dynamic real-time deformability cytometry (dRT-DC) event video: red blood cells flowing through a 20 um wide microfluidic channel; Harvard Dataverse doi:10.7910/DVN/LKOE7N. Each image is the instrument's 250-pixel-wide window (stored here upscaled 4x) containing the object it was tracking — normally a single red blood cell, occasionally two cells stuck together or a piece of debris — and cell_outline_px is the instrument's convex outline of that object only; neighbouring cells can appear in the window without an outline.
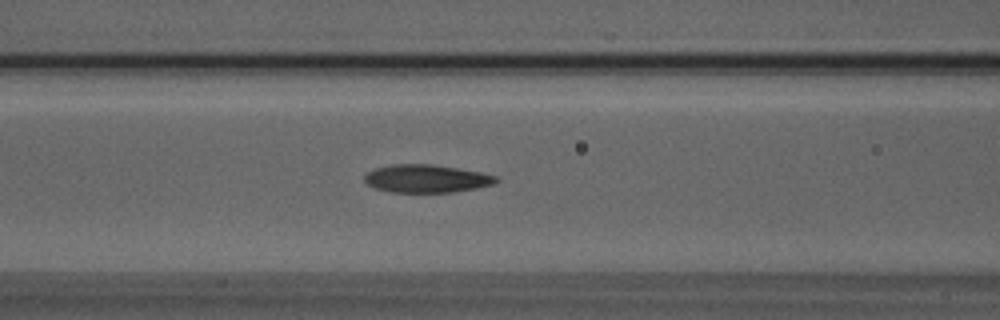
{"species": "Egyptian fruit bat (a non-hibernating species)", "species_latin": "Rousettus aegyptiacus", "temperature_condition": "room temperature", "stored_images_in_passage": 46, "camera_frame_rate_fps": 3000, "um_per_image_px": 0.085, "animal": {"sex": "male"}, "frame": {"image": 1, "passage_image": 20, "time_ms": 6.333, "image_size_px": [1000, 320], "cell_outline_px": [[500, 180], [492, 184], [476, 188], [452, 192], [392, 192], [376, 188], [368, 184], [364, 180], [364, 176], [368, 172], [376, 168], [392, 164], [432, 164], [480, 172], [500, 176]], "centroid_in_image_um": [36.27, 15.18], "position_along_channel_um": 130.3, "area_um2": 21.33}}
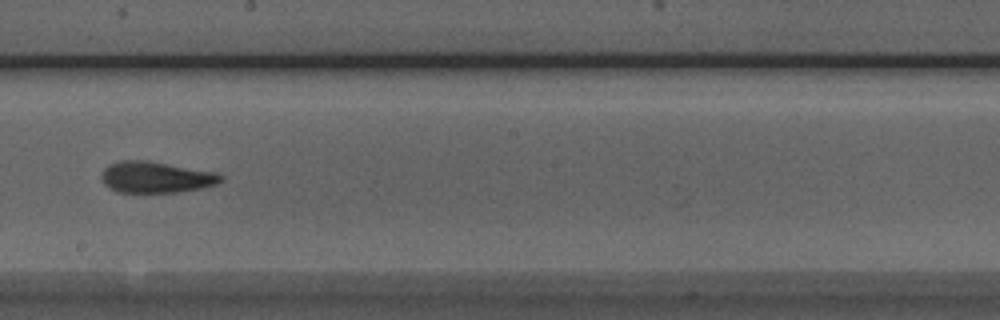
{"frame": {"image": 2, "passage_image": 28, "time_ms": 9.0, "image_size_px": [1000, 320], "cell_outline_px": [[224, 180], [216, 184], [200, 188], [176, 192], [116, 192], [108, 188], [100, 180], [100, 176], [104, 168], [108, 164], [120, 160], [144, 160], [216, 172], [224, 176]], "centroid_in_image_um": [13.21, 15.06], "position_along_channel_um": 235.0, "area_um2": 21.85}}
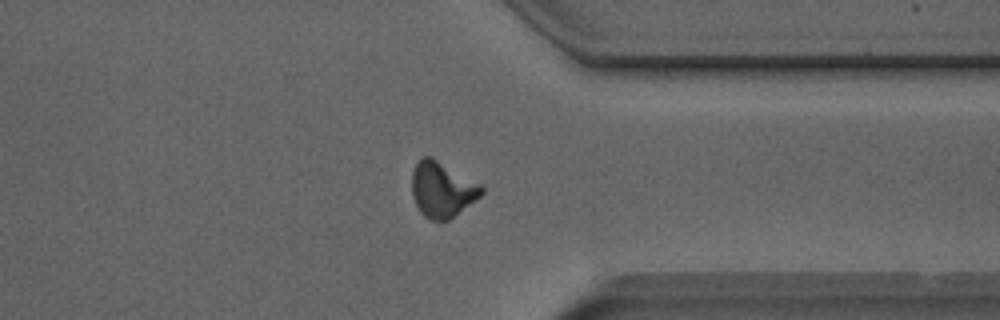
{"frame": {"image": 3, "passage_image": 39, "time_ms": 12.667, "image_size_px": [1000, 320], "cell_outline_px": [[484, 192], [480, 196], [448, 220], [432, 220], [424, 216], [420, 212], [412, 196], [412, 172], [416, 164], [424, 156], [432, 156], [480, 184], [484, 188]], "centroid_in_image_um": [37.56, 16.09], "position_along_channel_um": 373.8, "area_um2": 22.25}, "authors_computed_cell_mechanics": {"area_um2": 21.7328, "velocity_mm_per_s": 3.929, "shape_relaxation_time_tau1_ms": null, "shape_relaxation_time_tau2_ms": 2.9139, "deformation_change_tau1": null, "deformation_change_tau2": 0.1048}}